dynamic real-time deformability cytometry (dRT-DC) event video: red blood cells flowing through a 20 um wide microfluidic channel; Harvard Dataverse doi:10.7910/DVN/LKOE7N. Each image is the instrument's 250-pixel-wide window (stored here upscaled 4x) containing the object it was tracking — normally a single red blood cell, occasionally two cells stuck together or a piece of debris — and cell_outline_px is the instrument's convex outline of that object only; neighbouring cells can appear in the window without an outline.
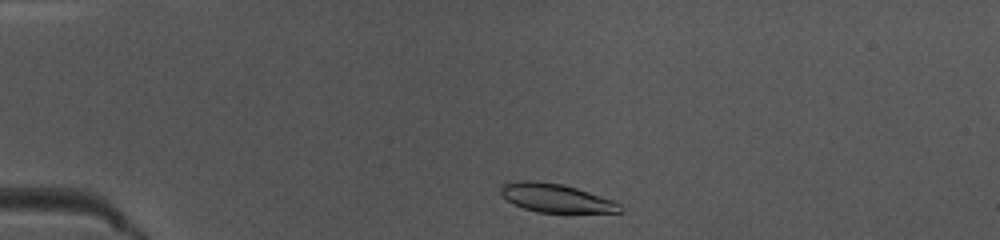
{"species": "common noctule bat (a hibernating species)", "species_latin": "Nyctalus noctula", "temperature_condition": "warm", "stored_images_in_passage": 40, "camera_frame_rate_fps": 3000, "um_per_image_px": 0.085, "animal": {"sex": "female", "body_mass_g": 10.0, "forearm_length_mm": 53.1}, "frame": {"image": 1, "passage_image": 2, "time_ms": 0.333, "image_size_px": [1000, 240], "cell_outline_px": [[624, 212], [536, 212], [524, 208], [508, 200], [500, 192], [500, 188], [504, 184], [516, 180], [536, 180], [564, 184], [616, 200], [624, 208]], "centroid_in_image_um": [47.32, 16.82], "position_along_channel_um": 37.7, "area_um2": 20.0}}
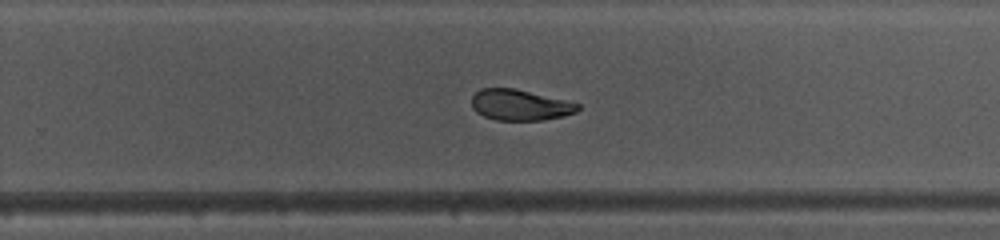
{"frame": {"image": 2, "passage_image": 23, "time_ms": 7.333, "image_size_px": [1000, 240], "cell_outline_px": [[580, 108], [576, 112], [564, 116], [544, 120], [496, 120], [484, 116], [476, 112], [472, 108], [472, 96], [480, 88], [512, 88], [564, 100], [580, 104]], "centroid_in_image_um": [44.17, 8.93], "position_along_channel_um": 285.6, "area_um2": 18.96}}
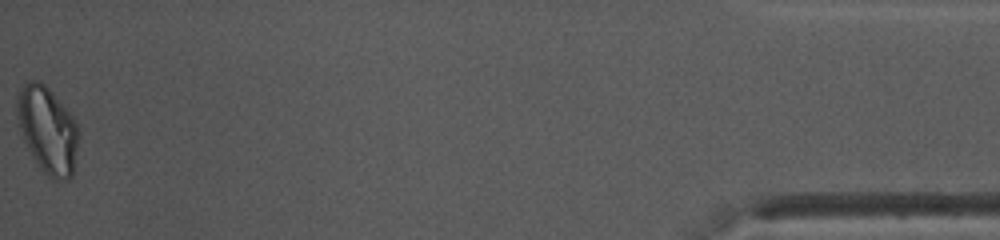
{"frame": {"image": 3, "passage_image": 40, "time_ms": 13.0, "image_size_px": [1000, 240], "cell_outline_px": [[80, 136], [72, 176], [68, 180], [56, 180], [48, 176], [40, 168], [28, 148], [24, 140], [20, 128], [16, 112], [16, 100], [24, 84], [28, 80], [40, 80], [48, 88], [76, 120], [80, 132]], "centroid_in_image_um": [4.07, 11.05], "position_along_channel_um": 431.1, "area_um2": 31.04}, "authors_computed_cell_mechanics": {"area_um2": 20.8658, "velocity_mm_per_s": 4.0914, "shape_relaxation_time_tau1_ms": 4.208, "shape_relaxation_time_tau2_ms": 1.7245, "deformation_change_tau1": 0.1416, "deformation_change_tau2": 0.062}}